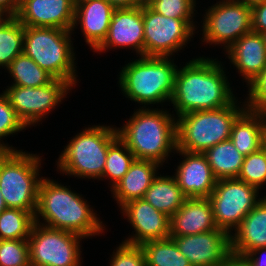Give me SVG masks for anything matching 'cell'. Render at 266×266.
Instances as JSON below:
<instances>
[{"instance_id": "cell-22", "label": "cell", "mask_w": 266, "mask_h": 266, "mask_svg": "<svg viewBox=\"0 0 266 266\" xmlns=\"http://www.w3.org/2000/svg\"><path fill=\"white\" fill-rule=\"evenodd\" d=\"M231 252L245 256L254 249L266 247V197L243 219L231 234Z\"/></svg>"}, {"instance_id": "cell-29", "label": "cell", "mask_w": 266, "mask_h": 266, "mask_svg": "<svg viewBox=\"0 0 266 266\" xmlns=\"http://www.w3.org/2000/svg\"><path fill=\"white\" fill-rule=\"evenodd\" d=\"M24 25L16 17H6L0 24V66L8 67L23 53ZM1 68V67H0Z\"/></svg>"}, {"instance_id": "cell-15", "label": "cell", "mask_w": 266, "mask_h": 266, "mask_svg": "<svg viewBox=\"0 0 266 266\" xmlns=\"http://www.w3.org/2000/svg\"><path fill=\"white\" fill-rule=\"evenodd\" d=\"M170 238L192 266H218L231 252L230 235L221 229Z\"/></svg>"}, {"instance_id": "cell-5", "label": "cell", "mask_w": 266, "mask_h": 266, "mask_svg": "<svg viewBox=\"0 0 266 266\" xmlns=\"http://www.w3.org/2000/svg\"><path fill=\"white\" fill-rule=\"evenodd\" d=\"M231 105L215 110H199L176 119L177 149L203 153L216 144L230 139L235 120L247 109ZM238 106V107H237Z\"/></svg>"}, {"instance_id": "cell-36", "label": "cell", "mask_w": 266, "mask_h": 266, "mask_svg": "<svg viewBox=\"0 0 266 266\" xmlns=\"http://www.w3.org/2000/svg\"><path fill=\"white\" fill-rule=\"evenodd\" d=\"M245 106L248 110L266 112V67L248 84Z\"/></svg>"}, {"instance_id": "cell-16", "label": "cell", "mask_w": 266, "mask_h": 266, "mask_svg": "<svg viewBox=\"0 0 266 266\" xmlns=\"http://www.w3.org/2000/svg\"><path fill=\"white\" fill-rule=\"evenodd\" d=\"M116 47H131L132 50L135 49L137 55L144 56L143 8H116L114 10L107 36L95 51L103 52L110 48L116 49Z\"/></svg>"}, {"instance_id": "cell-39", "label": "cell", "mask_w": 266, "mask_h": 266, "mask_svg": "<svg viewBox=\"0 0 266 266\" xmlns=\"http://www.w3.org/2000/svg\"><path fill=\"white\" fill-rule=\"evenodd\" d=\"M218 266H252L246 256L230 252Z\"/></svg>"}, {"instance_id": "cell-47", "label": "cell", "mask_w": 266, "mask_h": 266, "mask_svg": "<svg viewBox=\"0 0 266 266\" xmlns=\"http://www.w3.org/2000/svg\"><path fill=\"white\" fill-rule=\"evenodd\" d=\"M8 17L2 10H0V24Z\"/></svg>"}, {"instance_id": "cell-45", "label": "cell", "mask_w": 266, "mask_h": 266, "mask_svg": "<svg viewBox=\"0 0 266 266\" xmlns=\"http://www.w3.org/2000/svg\"><path fill=\"white\" fill-rule=\"evenodd\" d=\"M7 208L0 190V213Z\"/></svg>"}, {"instance_id": "cell-4", "label": "cell", "mask_w": 266, "mask_h": 266, "mask_svg": "<svg viewBox=\"0 0 266 266\" xmlns=\"http://www.w3.org/2000/svg\"><path fill=\"white\" fill-rule=\"evenodd\" d=\"M171 57L141 56L120 71L119 87L132 101L144 104L170 102L178 67Z\"/></svg>"}, {"instance_id": "cell-19", "label": "cell", "mask_w": 266, "mask_h": 266, "mask_svg": "<svg viewBox=\"0 0 266 266\" xmlns=\"http://www.w3.org/2000/svg\"><path fill=\"white\" fill-rule=\"evenodd\" d=\"M218 229L208 198H187L170 217V237L194 235Z\"/></svg>"}, {"instance_id": "cell-38", "label": "cell", "mask_w": 266, "mask_h": 266, "mask_svg": "<svg viewBox=\"0 0 266 266\" xmlns=\"http://www.w3.org/2000/svg\"><path fill=\"white\" fill-rule=\"evenodd\" d=\"M252 31L263 33L266 31V1L252 8Z\"/></svg>"}, {"instance_id": "cell-25", "label": "cell", "mask_w": 266, "mask_h": 266, "mask_svg": "<svg viewBox=\"0 0 266 266\" xmlns=\"http://www.w3.org/2000/svg\"><path fill=\"white\" fill-rule=\"evenodd\" d=\"M155 209L171 217L184 204L187 197L173 176H157L143 198Z\"/></svg>"}, {"instance_id": "cell-20", "label": "cell", "mask_w": 266, "mask_h": 266, "mask_svg": "<svg viewBox=\"0 0 266 266\" xmlns=\"http://www.w3.org/2000/svg\"><path fill=\"white\" fill-rule=\"evenodd\" d=\"M226 53L247 85L266 67V45L260 33L251 31L244 34Z\"/></svg>"}, {"instance_id": "cell-13", "label": "cell", "mask_w": 266, "mask_h": 266, "mask_svg": "<svg viewBox=\"0 0 266 266\" xmlns=\"http://www.w3.org/2000/svg\"><path fill=\"white\" fill-rule=\"evenodd\" d=\"M7 87L3 93L26 127L40 122L72 88L67 81L55 78L41 87Z\"/></svg>"}, {"instance_id": "cell-21", "label": "cell", "mask_w": 266, "mask_h": 266, "mask_svg": "<svg viewBox=\"0 0 266 266\" xmlns=\"http://www.w3.org/2000/svg\"><path fill=\"white\" fill-rule=\"evenodd\" d=\"M115 8L106 0H91L75 7L73 29L79 23L85 41L95 50L106 38Z\"/></svg>"}, {"instance_id": "cell-8", "label": "cell", "mask_w": 266, "mask_h": 266, "mask_svg": "<svg viewBox=\"0 0 266 266\" xmlns=\"http://www.w3.org/2000/svg\"><path fill=\"white\" fill-rule=\"evenodd\" d=\"M118 136L113 126H92L73 137L60 154L57 167L63 174L74 177L100 179L109 144Z\"/></svg>"}, {"instance_id": "cell-40", "label": "cell", "mask_w": 266, "mask_h": 266, "mask_svg": "<svg viewBox=\"0 0 266 266\" xmlns=\"http://www.w3.org/2000/svg\"><path fill=\"white\" fill-rule=\"evenodd\" d=\"M257 254H261L259 257ZM266 247L257 248L247 253L245 256L250 261L252 266H266Z\"/></svg>"}, {"instance_id": "cell-44", "label": "cell", "mask_w": 266, "mask_h": 266, "mask_svg": "<svg viewBox=\"0 0 266 266\" xmlns=\"http://www.w3.org/2000/svg\"><path fill=\"white\" fill-rule=\"evenodd\" d=\"M236 1L242 2L252 8L255 5L265 2L266 0H236Z\"/></svg>"}, {"instance_id": "cell-6", "label": "cell", "mask_w": 266, "mask_h": 266, "mask_svg": "<svg viewBox=\"0 0 266 266\" xmlns=\"http://www.w3.org/2000/svg\"><path fill=\"white\" fill-rule=\"evenodd\" d=\"M72 31L53 27L24 26L23 53L55 79L76 85Z\"/></svg>"}, {"instance_id": "cell-35", "label": "cell", "mask_w": 266, "mask_h": 266, "mask_svg": "<svg viewBox=\"0 0 266 266\" xmlns=\"http://www.w3.org/2000/svg\"><path fill=\"white\" fill-rule=\"evenodd\" d=\"M195 4L196 0H155L150 7L165 17L192 19Z\"/></svg>"}, {"instance_id": "cell-43", "label": "cell", "mask_w": 266, "mask_h": 266, "mask_svg": "<svg viewBox=\"0 0 266 266\" xmlns=\"http://www.w3.org/2000/svg\"><path fill=\"white\" fill-rule=\"evenodd\" d=\"M155 0H135V7L145 8L150 7Z\"/></svg>"}, {"instance_id": "cell-41", "label": "cell", "mask_w": 266, "mask_h": 266, "mask_svg": "<svg viewBox=\"0 0 266 266\" xmlns=\"http://www.w3.org/2000/svg\"><path fill=\"white\" fill-rule=\"evenodd\" d=\"M20 6V0H0V10L8 17H16Z\"/></svg>"}, {"instance_id": "cell-49", "label": "cell", "mask_w": 266, "mask_h": 266, "mask_svg": "<svg viewBox=\"0 0 266 266\" xmlns=\"http://www.w3.org/2000/svg\"><path fill=\"white\" fill-rule=\"evenodd\" d=\"M261 35L263 36L264 43H265V45H266V31H265V32H263V33H261Z\"/></svg>"}, {"instance_id": "cell-37", "label": "cell", "mask_w": 266, "mask_h": 266, "mask_svg": "<svg viewBox=\"0 0 266 266\" xmlns=\"http://www.w3.org/2000/svg\"><path fill=\"white\" fill-rule=\"evenodd\" d=\"M111 258L110 266H146L145 255L139 245L122 242Z\"/></svg>"}, {"instance_id": "cell-48", "label": "cell", "mask_w": 266, "mask_h": 266, "mask_svg": "<svg viewBox=\"0 0 266 266\" xmlns=\"http://www.w3.org/2000/svg\"><path fill=\"white\" fill-rule=\"evenodd\" d=\"M263 147L266 150V124H265V129H264V134H263Z\"/></svg>"}, {"instance_id": "cell-32", "label": "cell", "mask_w": 266, "mask_h": 266, "mask_svg": "<svg viewBox=\"0 0 266 266\" xmlns=\"http://www.w3.org/2000/svg\"><path fill=\"white\" fill-rule=\"evenodd\" d=\"M237 179L258 189L266 183V150L264 147L245 156Z\"/></svg>"}, {"instance_id": "cell-28", "label": "cell", "mask_w": 266, "mask_h": 266, "mask_svg": "<svg viewBox=\"0 0 266 266\" xmlns=\"http://www.w3.org/2000/svg\"><path fill=\"white\" fill-rule=\"evenodd\" d=\"M6 69L14 79L12 84L16 86L41 87L54 79L51 74L24 53L18 55Z\"/></svg>"}, {"instance_id": "cell-1", "label": "cell", "mask_w": 266, "mask_h": 266, "mask_svg": "<svg viewBox=\"0 0 266 266\" xmlns=\"http://www.w3.org/2000/svg\"><path fill=\"white\" fill-rule=\"evenodd\" d=\"M216 59L195 58L177 69L170 102L177 116L231 105L234 97L226 72Z\"/></svg>"}, {"instance_id": "cell-9", "label": "cell", "mask_w": 266, "mask_h": 266, "mask_svg": "<svg viewBox=\"0 0 266 266\" xmlns=\"http://www.w3.org/2000/svg\"><path fill=\"white\" fill-rule=\"evenodd\" d=\"M259 189L237 178L219 179L208 197L218 229L231 236L249 212L263 199L257 198Z\"/></svg>"}, {"instance_id": "cell-18", "label": "cell", "mask_w": 266, "mask_h": 266, "mask_svg": "<svg viewBox=\"0 0 266 266\" xmlns=\"http://www.w3.org/2000/svg\"><path fill=\"white\" fill-rule=\"evenodd\" d=\"M184 156L178 165L175 179L187 198H208L215 188L217 179L203 153L176 149Z\"/></svg>"}, {"instance_id": "cell-46", "label": "cell", "mask_w": 266, "mask_h": 266, "mask_svg": "<svg viewBox=\"0 0 266 266\" xmlns=\"http://www.w3.org/2000/svg\"><path fill=\"white\" fill-rule=\"evenodd\" d=\"M88 1H91V0H73V3H74V6L76 7L80 4L88 2Z\"/></svg>"}, {"instance_id": "cell-26", "label": "cell", "mask_w": 266, "mask_h": 266, "mask_svg": "<svg viewBox=\"0 0 266 266\" xmlns=\"http://www.w3.org/2000/svg\"><path fill=\"white\" fill-rule=\"evenodd\" d=\"M203 154L217 180L237 178L245 158L230 139L205 150Z\"/></svg>"}, {"instance_id": "cell-42", "label": "cell", "mask_w": 266, "mask_h": 266, "mask_svg": "<svg viewBox=\"0 0 266 266\" xmlns=\"http://www.w3.org/2000/svg\"><path fill=\"white\" fill-rule=\"evenodd\" d=\"M110 5L116 8H133L135 0H106Z\"/></svg>"}, {"instance_id": "cell-3", "label": "cell", "mask_w": 266, "mask_h": 266, "mask_svg": "<svg viewBox=\"0 0 266 266\" xmlns=\"http://www.w3.org/2000/svg\"><path fill=\"white\" fill-rule=\"evenodd\" d=\"M116 129L136 159L162 166L170 152L177 149L176 119L166 110L139 108L122 128Z\"/></svg>"}, {"instance_id": "cell-24", "label": "cell", "mask_w": 266, "mask_h": 266, "mask_svg": "<svg viewBox=\"0 0 266 266\" xmlns=\"http://www.w3.org/2000/svg\"><path fill=\"white\" fill-rule=\"evenodd\" d=\"M266 112L246 109L234 122L230 140L236 149L247 156L263 147Z\"/></svg>"}, {"instance_id": "cell-33", "label": "cell", "mask_w": 266, "mask_h": 266, "mask_svg": "<svg viewBox=\"0 0 266 266\" xmlns=\"http://www.w3.org/2000/svg\"><path fill=\"white\" fill-rule=\"evenodd\" d=\"M26 126L17 116L4 93L0 94V140L11 134L24 130ZM0 151H16L0 141Z\"/></svg>"}, {"instance_id": "cell-27", "label": "cell", "mask_w": 266, "mask_h": 266, "mask_svg": "<svg viewBox=\"0 0 266 266\" xmlns=\"http://www.w3.org/2000/svg\"><path fill=\"white\" fill-rule=\"evenodd\" d=\"M146 266H192L172 238L151 240L140 245Z\"/></svg>"}, {"instance_id": "cell-10", "label": "cell", "mask_w": 266, "mask_h": 266, "mask_svg": "<svg viewBox=\"0 0 266 266\" xmlns=\"http://www.w3.org/2000/svg\"><path fill=\"white\" fill-rule=\"evenodd\" d=\"M65 230L34 223L28 237L31 266H81L80 239Z\"/></svg>"}, {"instance_id": "cell-12", "label": "cell", "mask_w": 266, "mask_h": 266, "mask_svg": "<svg viewBox=\"0 0 266 266\" xmlns=\"http://www.w3.org/2000/svg\"><path fill=\"white\" fill-rule=\"evenodd\" d=\"M203 20V42L228 49L244 34L252 31V9L236 0H222L211 6Z\"/></svg>"}, {"instance_id": "cell-17", "label": "cell", "mask_w": 266, "mask_h": 266, "mask_svg": "<svg viewBox=\"0 0 266 266\" xmlns=\"http://www.w3.org/2000/svg\"><path fill=\"white\" fill-rule=\"evenodd\" d=\"M73 0H20L16 18L24 26L73 29Z\"/></svg>"}, {"instance_id": "cell-7", "label": "cell", "mask_w": 266, "mask_h": 266, "mask_svg": "<svg viewBox=\"0 0 266 266\" xmlns=\"http://www.w3.org/2000/svg\"><path fill=\"white\" fill-rule=\"evenodd\" d=\"M41 157L22 150L0 151V190L7 208L35 214Z\"/></svg>"}, {"instance_id": "cell-31", "label": "cell", "mask_w": 266, "mask_h": 266, "mask_svg": "<svg viewBox=\"0 0 266 266\" xmlns=\"http://www.w3.org/2000/svg\"><path fill=\"white\" fill-rule=\"evenodd\" d=\"M133 153L127 148L125 143L117 136L110 144L107 152L106 164L101 177L110 181L111 189L123 178L128 172L131 164L135 160Z\"/></svg>"}, {"instance_id": "cell-2", "label": "cell", "mask_w": 266, "mask_h": 266, "mask_svg": "<svg viewBox=\"0 0 266 266\" xmlns=\"http://www.w3.org/2000/svg\"><path fill=\"white\" fill-rule=\"evenodd\" d=\"M87 203L80 194L72 192L67 186L43 177L34 222L73 232L84 238L99 235L103 233L104 225ZM40 216L45 224L40 222Z\"/></svg>"}, {"instance_id": "cell-30", "label": "cell", "mask_w": 266, "mask_h": 266, "mask_svg": "<svg viewBox=\"0 0 266 266\" xmlns=\"http://www.w3.org/2000/svg\"><path fill=\"white\" fill-rule=\"evenodd\" d=\"M34 223L32 212L6 208L0 213V237L2 240H27Z\"/></svg>"}, {"instance_id": "cell-23", "label": "cell", "mask_w": 266, "mask_h": 266, "mask_svg": "<svg viewBox=\"0 0 266 266\" xmlns=\"http://www.w3.org/2000/svg\"><path fill=\"white\" fill-rule=\"evenodd\" d=\"M159 167L160 164L154 161L135 159L128 172L111 189L118 205L121 207L128 201L143 198L157 177Z\"/></svg>"}, {"instance_id": "cell-34", "label": "cell", "mask_w": 266, "mask_h": 266, "mask_svg": "<svg viewBox=\"0 0 266 266\" xmlns=\"http://www.w3.org/2000/svg\"><path fill=\"white\" fill-rule=\"evenodd\" d=\"M0 266H31L28 240H2Z\"/></svg>"}, {"instance_id": "cell-11", "label": "cell", "mask_w": 266, "mask_h": 266, "mask_svg": "<svg viewBox=\"0 0 266 266\" xmlns=\"http://www.w3.org/2000/svg\"><path fill=\"white\" fill-rule=\"evenodd\" d=\"M143 23L146 57L174 55L173 53L184 48L189 39L191 40L196 26L193 19L165 17L151 7L143 8Z\"/></svg>"}, {"instance_id": "cell-14", "label": "cell", "mask_w": 266, "mask_h": 266, "mask_svg": "<svg viewBox=\"0 0 266 266\" xmlns=\"http://www.w3.org/2000/svg\"><path fill=\"white\" fill-rule=\"evenodd\" d=\"M120 209L135 230V235L126 238L124 243L140 246L151 240L170 237V217L144 199L128 201Z\"/></svg>"}]
</instances>
